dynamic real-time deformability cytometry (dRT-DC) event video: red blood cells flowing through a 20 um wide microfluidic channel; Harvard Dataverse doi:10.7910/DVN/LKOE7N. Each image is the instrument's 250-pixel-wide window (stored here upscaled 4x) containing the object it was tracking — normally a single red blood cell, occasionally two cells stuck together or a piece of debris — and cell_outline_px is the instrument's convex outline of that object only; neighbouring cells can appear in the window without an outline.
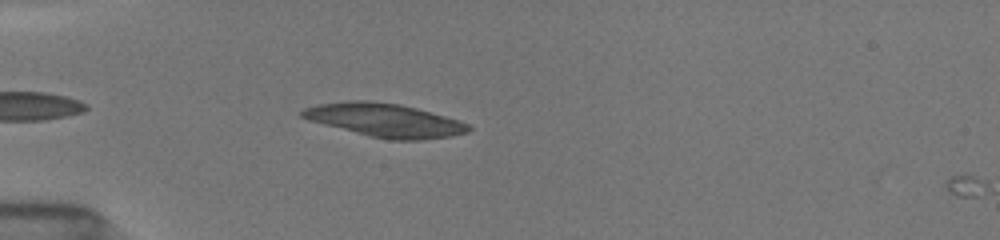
{"species": "common noctule bat (a hibernating species)", "species_latin": "Nyctalus noctula", "temperature_condition": "room temperature", "stored_images_in_passage": 10, "camera_frame_rate_fps": 3000, "um_per_image_px": 0.085, "animal": {"sex": "female", "body_mass_g": 19.5, "forearm_length_mm": 54.1}, "frame": {"image": 1, "passage_image": 9, "time_ms": 4.333, "image_size_px": [1000, 240], "cell_outline_px": [[472, 128], [468, 132], [448, 136], [420, 140], [388, 140], [368, 136], [308, 120], [300, 116], [300, 112], [304, 108], [320, 104], [348, 100], [368, 100], [400, 104], [416, 108], [444, 116], [468, 124]], "centroid_in_image_um": [32.67, 10.21], "position_along_channel_um": 52.3, "area_um2": 32.19}}